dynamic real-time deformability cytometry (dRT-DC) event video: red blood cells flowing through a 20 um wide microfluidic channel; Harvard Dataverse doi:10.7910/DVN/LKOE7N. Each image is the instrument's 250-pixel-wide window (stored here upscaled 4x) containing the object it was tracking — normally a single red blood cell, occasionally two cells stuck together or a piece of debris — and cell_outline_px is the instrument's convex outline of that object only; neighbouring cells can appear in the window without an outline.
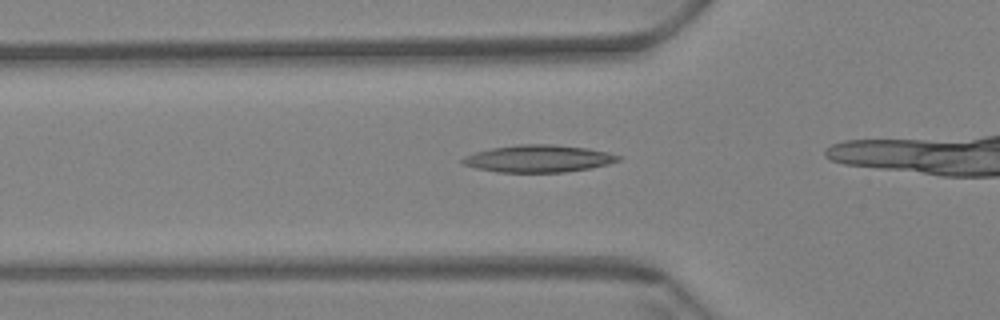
{"species": "Egyptian fruit bat (a non-hibernating species)", "species_latin": "Rousettus aegyptiacus", "temperature_condition": "warm", "stored_images_in_passage": 38, "camera_frame_rate_fps": 3000, "um_per_image_px": 0.085, "animal": {"sex": "female"}, "frame": {"image": 1, "passage_image": 12, "time_ms": 3.667, "image_size_px": [1000, 320], "cell_outline_px": [[624, 156], [620, 160], [608, 164], [592, 168], [564, 172], [496, 172], [476, 168], [464, 164], [460, 160], [464, 156], [476, 152], [492, 148], [516, 144], [552, 144], [588, 148], [608, 152]], "centroid_in_image_um": [45.81, 13.48], "position_along_channel_um": 80.0, "area_um2": 24.85}}
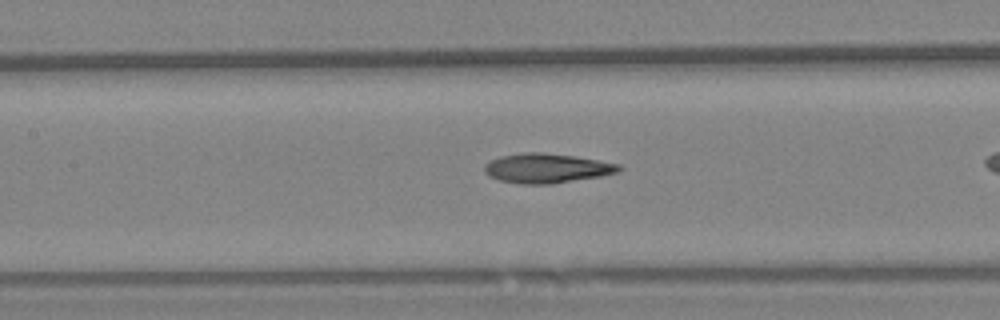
{"frame": {"image": 2, "passage_image": 19, "time_ms": 6.0, "image_size_px": [1000, 320], "cell_outline_px": [[624, 168], [616, 172], [600, 176], [552, 184], [520, 184], [500, 180], [488, 176], [484, 172], [484, 164], [500, 156], [524, 152], [540, 152], [572, 156], [620, 164]], "centroid_in_image_um": [46.43, 14.3], "position_along_channel_um": 161.0, "area_um2": 23.0}}
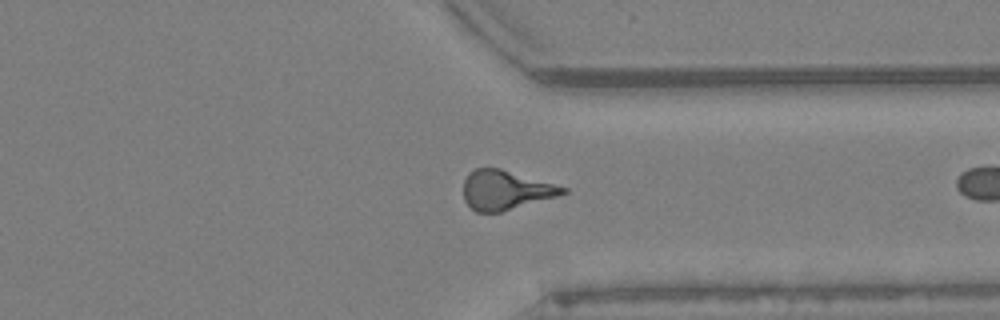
{"frame": {"image": 3, "passage_image": 37, "time_ms": 12.0, "image_size_px": [1000, 320], "cell_outline_px": [[568, 192], [556, 196], [500, 212], [476, 212], [464, 200], [464, 180], [468, 172], [476, 168], [500, 168], [568, 188]], "centroid_in_image_um": [42.94, 16.14], "position_along_channel_um": 368.5, "area_um2": 22.48}}